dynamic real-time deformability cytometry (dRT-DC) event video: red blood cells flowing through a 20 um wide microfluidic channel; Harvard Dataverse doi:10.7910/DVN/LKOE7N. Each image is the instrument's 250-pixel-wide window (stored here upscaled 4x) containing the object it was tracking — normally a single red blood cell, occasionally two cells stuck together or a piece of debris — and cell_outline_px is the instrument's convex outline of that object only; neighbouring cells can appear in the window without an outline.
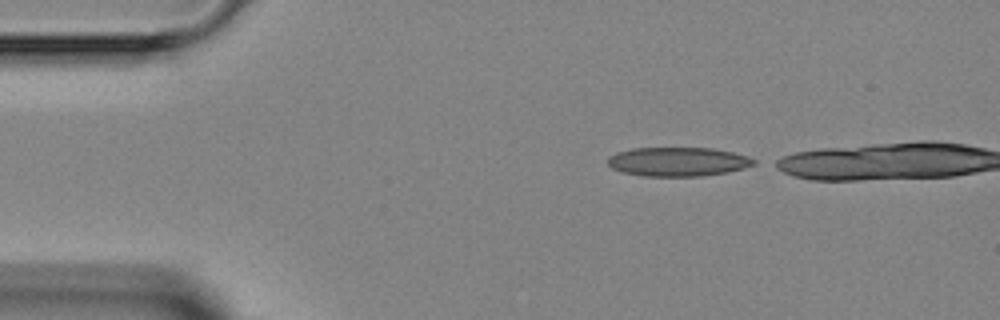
{"species": "Egyptian fruit bat (a non-hibernating species)", "species_latin": "Rousettus aegyptiacus", "temperature_condition": "room temperature", "stored_images_in_passage": 3, "camera_frame_rate_fps": 3000, "um_per_image_px": 0.085, "animal": {"sex": "female"}, "frame": {"image": 1, "passage_image": 1, "time_ms": 0.0, "image_size_px": [1000, 320], "cell_outline_px": [[756, 164], [744, 168], [728, 172], [704, 176], [644, 176], [624, 172], [612, 168], [608, 164], [608, 156], [616, 152], [632, 148], [712, 148], [732, 152], [748, 156], [756, 160]], "centroid_in_image_um": [57.64, 13.74], "position_along_channel_um": 27.4, "area_um2": 24.8}}
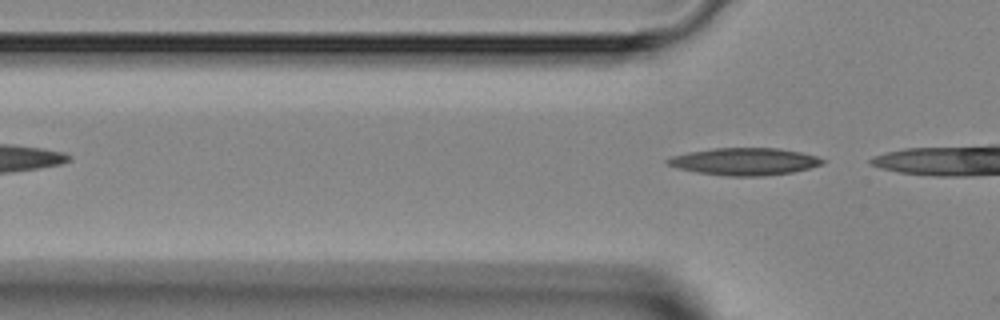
{"frame": {"image": 2, "passage_image": 3, "time_ms": 3.667, "image_size_px": [1000, 320], "cell_outline_px": [[824, 160], [820, 164], [808, 168], [792, 172], [764, 176], [724, 176], [696, 172], [680, 168], [668, 164], [664, 160], [672, 156], [688, 152], [712, 148], [780, 148], [800, 152], [816, 156]], "centroid_in_image_um": [63.25, 13.72], "position_along_channel_um": 62.6, "area_um2": 24.45}}